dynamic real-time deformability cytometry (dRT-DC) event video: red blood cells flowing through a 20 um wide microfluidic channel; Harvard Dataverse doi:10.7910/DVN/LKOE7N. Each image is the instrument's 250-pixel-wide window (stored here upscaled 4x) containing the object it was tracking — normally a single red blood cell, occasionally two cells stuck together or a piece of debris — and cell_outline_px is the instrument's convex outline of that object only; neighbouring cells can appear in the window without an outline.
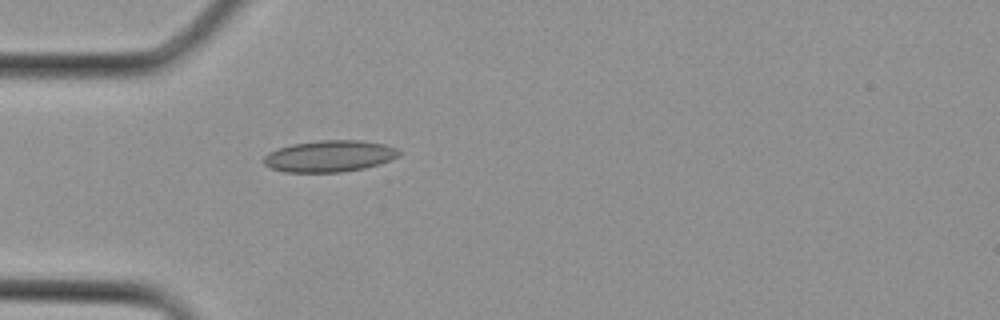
{"species": "Egyptian fruit bat (a non-hibernating species)", "species_latin": "Rousettus aegyptiacus", "temperature_condition": "cold", "stored_images_in_passage": 3, "camera_frame_rate_fps": 3000, "um_per_image_px": 0.085, "animal": {"sex": "female"}, "frame": {"image": 1, "passage_image": 3, "time_ms": 0.667, "image_size_px": [1000, 320], "cell_outline_px": [[400, 156], [380, 164], [364, 168], [340, 172], [284, 172], [272, 168], [264, 164], [264, 156], [268, 152], [276, 148], [292, 144], [320, 140], [360, 140], [384, 144], [396, 148], [400, 152]], "centroid_in_image_um": [28.0, 13.27], "position_along_channel_um": 57.0, "area_um2": 24.91}}